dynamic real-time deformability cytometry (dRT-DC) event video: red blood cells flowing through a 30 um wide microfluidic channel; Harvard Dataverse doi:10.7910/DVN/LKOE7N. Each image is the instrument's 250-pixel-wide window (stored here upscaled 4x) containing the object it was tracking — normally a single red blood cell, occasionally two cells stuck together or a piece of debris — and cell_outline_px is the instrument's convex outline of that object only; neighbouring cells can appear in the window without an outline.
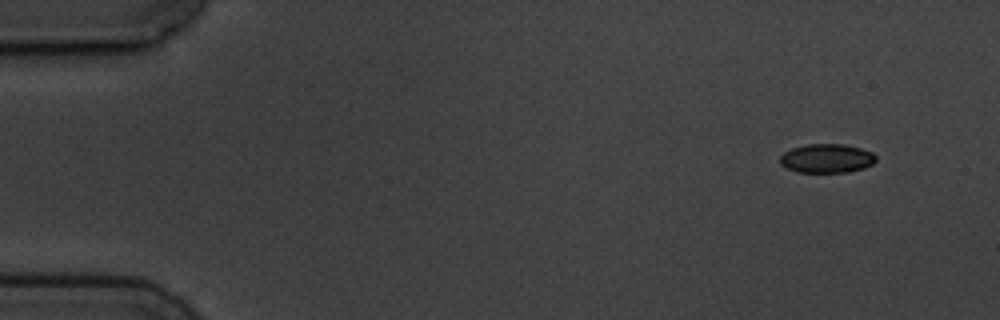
{"species": "common noctule bat (a hibernating species)", "species_latin": "Nyctalus noctula", "temperature_condition": "cold", "stored_images_in_passage": 9, "camera_frame_rate_fps": 3000, "um_per_image_px": 0.085, "animal": {"sex": "male", "body_mass_g": 19.5, "forearm_length_mm": 54.6}, "frame": {"image": 1, "passage_image": 1, "time_ms": 0.0, "image_size_px": [1000, 320], "cell_outline_px": [[876, 160], [872, 164], [864, 168], [848, 172], [796, 172], [780, 164], [780, 156], [784, 152], [792, 148], [808, 144], [844, 144], [860, 148], [872, 152], [876, 156]], "centroid_in_image_um": [70.28, 13.46], "position_along_channel_um": 14.7, "area_um2": 16.18}}
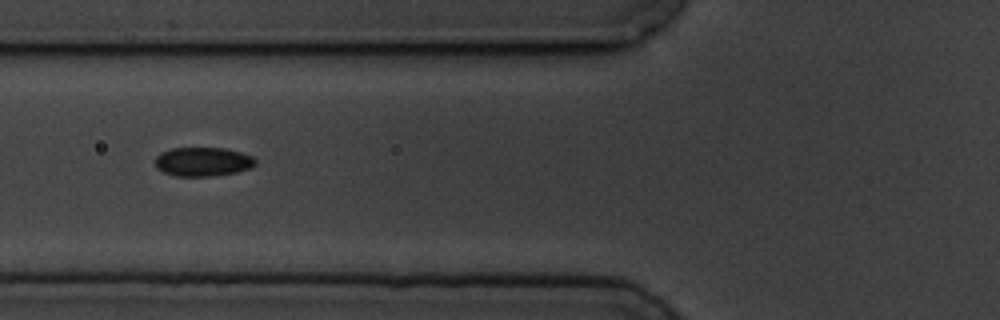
{"frame": {"image": 2, "passage_image": 6, "time_ms": 5.667, "image_size_px": [1000, 320], "cell_outline_px": [[256, 164], [252, 168], [236, 172], [208, 176], [176, 176], [164, 172], [156, 168], [156, 156], [160, 152], [172, 148], [224, 148], [240, 152], [252, 156], [256, 160]], "centroid_in_image_um": [17.25, 13.74], "position_along_channel_um": 108.6, "area_um2": 16.94}}
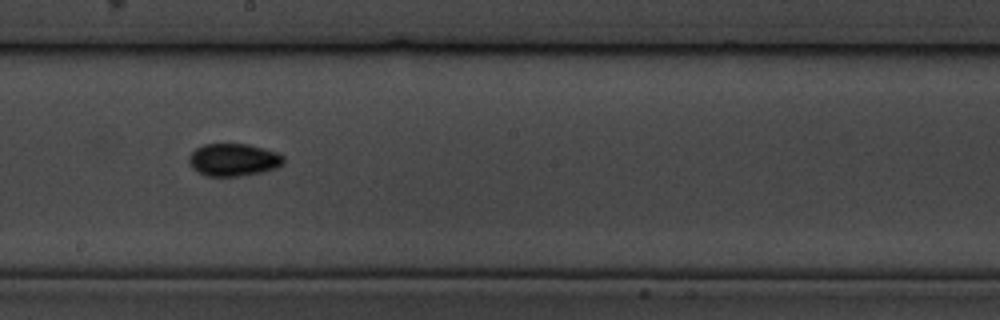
{"frame": {"image": 3, "passage_image": 9, "time_ms": 9.0, "image_size_px": [1000, 320], "cell_outline_px": [[284, 164], [276, 168], [264, 172], [236, 176], [204, 176], [196, 172], [188, 164], [188, 156], [196, 148], [204, 144], [248, 144], [264, 148], [276, 152], [284, 156]], "centroid_in_image_um": [19.83, 13.59], "position_along_channel_um": 228.4, "area_um2": 18.21}}